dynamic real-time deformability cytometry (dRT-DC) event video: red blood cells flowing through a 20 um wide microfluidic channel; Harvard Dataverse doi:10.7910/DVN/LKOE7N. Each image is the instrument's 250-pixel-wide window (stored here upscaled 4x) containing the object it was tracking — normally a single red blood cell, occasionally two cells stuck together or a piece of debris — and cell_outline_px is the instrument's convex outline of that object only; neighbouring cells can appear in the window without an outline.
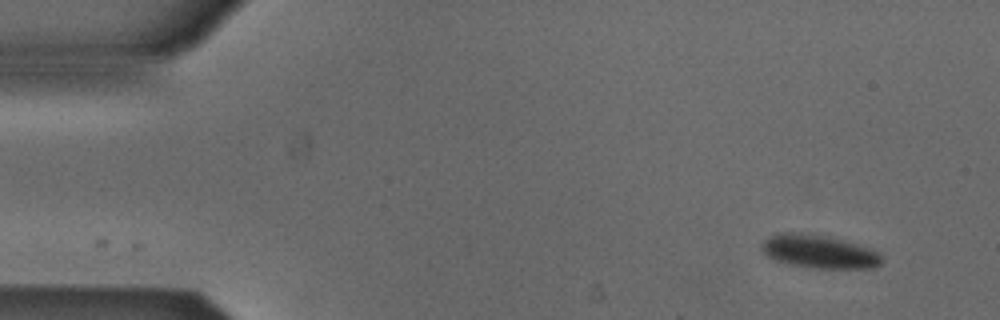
{"species": "Egyptian fruit bat (a non-hibernating species)", "species_latin": "Rousettus aegyptiacus", "temperature_condition": "cold", "stored_images_in_passage": 2, "camera_frame_rate_fps": 3000, "um_per_image_px": 0.085, "animal": {"sex": "male"}, "frame": {"image": 1, "passage_image": 1, "time_ms": 0.0, "image_size_px": [1000, 320], "cell_outline_px": [[884, 256], [880, 264], [872, 268], [812, 268], [788, 264], [776, 260], [768, 256], [760, 248], [760, 244], [768, 236], [776, 232], [812, 232], [828, 236], [872, 248], [880, 252]], "centroid_in_image_um": [69.61, 21.36], "position_along_channel_um": 15.4, "area_um2": 23.87}}